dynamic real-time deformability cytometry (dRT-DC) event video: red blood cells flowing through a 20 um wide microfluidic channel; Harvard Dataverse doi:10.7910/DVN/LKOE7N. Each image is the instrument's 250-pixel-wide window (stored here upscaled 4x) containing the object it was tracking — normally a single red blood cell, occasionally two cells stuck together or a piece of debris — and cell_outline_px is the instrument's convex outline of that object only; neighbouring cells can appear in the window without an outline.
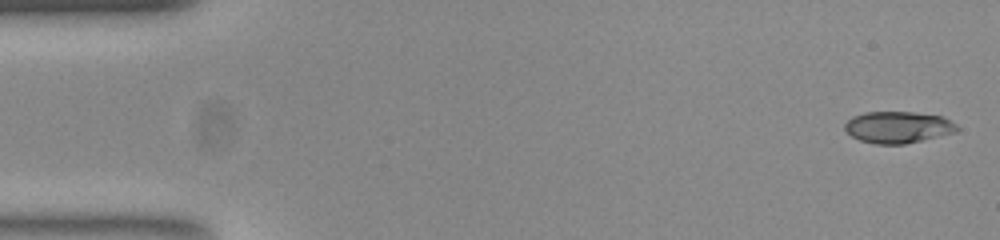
{"species": "common noctule bat (a hibernating species)", "species_latin": "Nyctalus noctula", "temperature_condition": "room temperature", "stored_images_in_passage": 53, "camera_frame_rate_fps": 3000, "um_per_image_px": 0.085, "animal": {"sex": "female", "body_mass_g": 23.0, "forearm_length_mm": 53.4}, "frame": {"image": 1, "passage_image": 1, "time_ms": 0.0, "image_size_px": [1000, 240], "cell_outline_px": [[960, 128], [956, 132], [904, 144], [876, 144], [860, 140], [852, 136], [844, 128], [844, 124], [852, 116], [864, 112], [912, 112], [940, 116], [956, 124]], "centroid_in_image_um": [76.31, 10.81], "position_along_channel_um": 8.7, "area_um2": 20.52}}
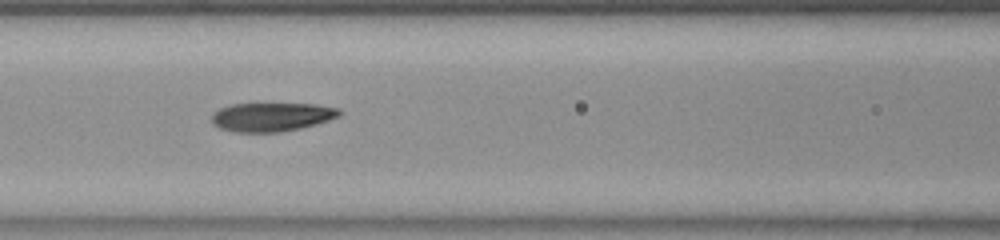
{"frame": {"image": 2, "passage_image": 22, "time_ms": 7.0, "image_size_px": [1000, 240], "cell_outline_px": [[344, 112], [340, 116], [316, 124], [300, 128], [280, 132], [236, 132], [220, 128], [212, 124], [212, 112], [220, 108], [232, 104], [316, 104], [340, 108]], "centroid_in_image_um": [23.11, 9.93], "position_along_channel_um": 143.5, "area_um2": 21.5}}
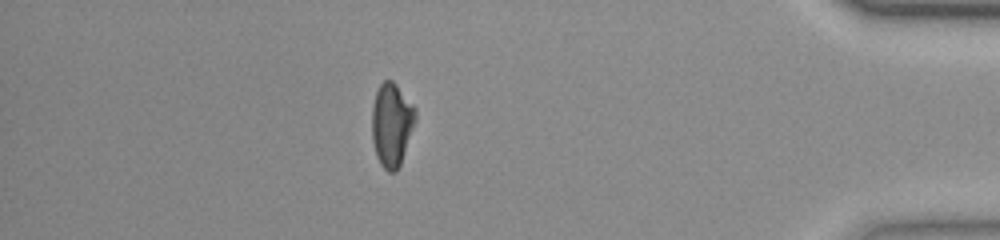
{"frame": {"image": 3, "passage_image": 46, "time_ms": 15.0, "image_size_px": [1000, 240], "cell_outline_px": [[416, 120], [400, 164], [396, 172], [388, 172], [380, 164], [376, 156], [372, 140], [372, 108], [376, 92], [380, 84], [384, 80], [392, 80], [396, 84], [416, 108]], "centroid_in_image_um": [33.29, 10.59], "position_along_channel_um": 401.9, "area_um2": 21.15}, "authors_computed_cell_mechanics": {"area_um2": 21.2704, "velocity_mm_per_s": 3.8168, "shape_relaxation_time_tau1_ms": null, "shape_relaxation_time_tau2_ms": 3.8732, "deformation_change_tau1": null, "deformation_change_tau2": 0.1172}}